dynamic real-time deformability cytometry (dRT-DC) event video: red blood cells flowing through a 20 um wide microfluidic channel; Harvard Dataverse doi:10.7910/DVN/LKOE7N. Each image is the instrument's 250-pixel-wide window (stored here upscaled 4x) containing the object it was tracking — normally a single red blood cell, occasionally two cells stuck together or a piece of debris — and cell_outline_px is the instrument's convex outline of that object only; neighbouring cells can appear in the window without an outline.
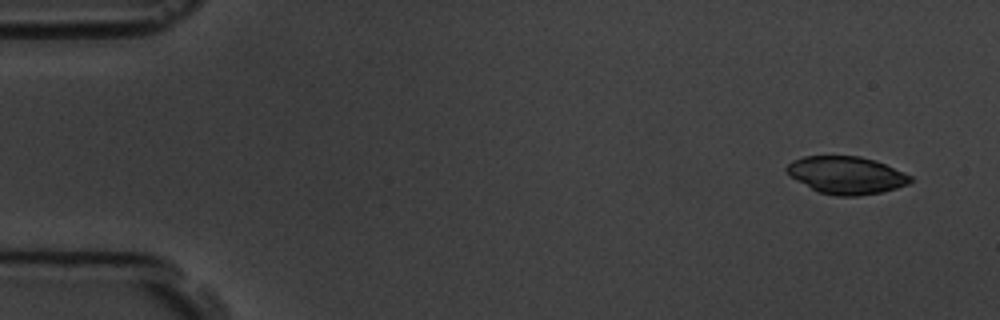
{"species": "common noctule bat (a hibernating species)", "species_latin": "Nyctalus noctula", "temperature_condition": "room temperature", "stored_images_in_passage": 6, "camera_frame_rate_fps": 3000, "um_per_image_px": 0.085, "animal": {"sex": "male", "body_mass_g": 19.5, "forearm_length_mm": 54.6}, "frame": {"image": 1, "passage_image": 1, "time_ms": 0.0, "image_size_px": [1000, 320], "cell_outline_px": [[912, 180], [908, 184], [896, 188], [880, 192], [860, 196], [836, 196], [816, 192], [796, 180], [784, 168], [792, 160], [804, 156], [860, 156], [876, 160], [904, 172], [912, 176]], "centroid_in_image_um": [71.93, 14.89], "position_along_channel_um": 13.1, "area_um2": 27.17}}
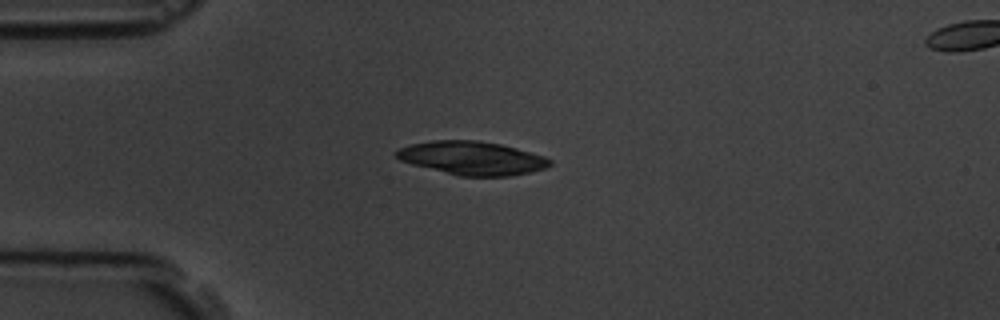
{"frame": {"image": 2, "passage_image": 4, "time_ms": 3.667, "image_size_px": [1000, 320], "cell_outline_px": [[552, 164], [544, 168], [532, 172], [508, 176], [460, 176], [412, 164], [400, 160], [392, 152], [408, 144], [432, 140], [480, 140], [500, 144], [516, 148], [544, 156], [552, 160]], "centroid_in_image_um": [40.11, 13.43], "position_along_channel_um": 44.9, "area_um2": 30.0}}